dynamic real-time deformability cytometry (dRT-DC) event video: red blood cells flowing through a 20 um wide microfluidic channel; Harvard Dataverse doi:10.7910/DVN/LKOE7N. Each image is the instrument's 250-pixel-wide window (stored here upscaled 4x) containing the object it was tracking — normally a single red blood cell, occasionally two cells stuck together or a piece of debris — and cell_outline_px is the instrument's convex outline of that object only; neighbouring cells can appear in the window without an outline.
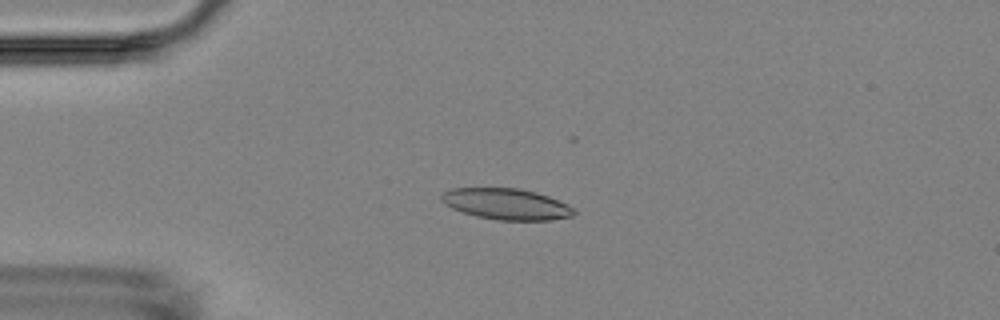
{"species": "Egyptian fruit bat (a non-hibernating species)", "species_latin": "Rousettus aegyptiacus", "temperature_condition": "room temperature", "stored_images_in_passage": 5, "camera_frame_rate_fps": 3000, "um_per_image_px": 0.085, "animal": {"sex": "female"}, "frame": {"image": 1, "passage_image": 4, "time_ms": 3.333, "image_size_px": [1000, 320], "cell_outline_px": [[576, 212], [572, 216], [552, 220], [496, 220], [476, 216], [452, 208], [444, 204], [440, 200], [440, 192], [452, 188], [520, 188], [536, 192], [548, 196], [572, 208]], "centroid_in_image_um": [42.97, 17.34], "position_along_channel_um": 42.0, "area_um2": 23.99}}